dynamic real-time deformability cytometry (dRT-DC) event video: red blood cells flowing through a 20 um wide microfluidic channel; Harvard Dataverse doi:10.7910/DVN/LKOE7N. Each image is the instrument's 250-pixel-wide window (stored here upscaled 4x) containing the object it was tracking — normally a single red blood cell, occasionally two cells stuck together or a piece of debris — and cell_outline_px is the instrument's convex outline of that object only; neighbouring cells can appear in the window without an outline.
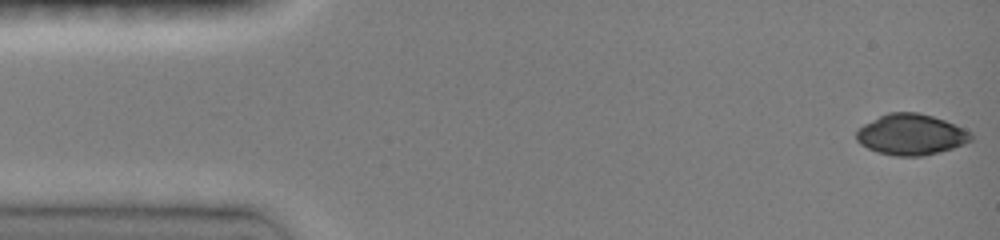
{"species": "common noctule bat (a hibernating species)", "species_latin": "Nyctalus noctula", "temperature_condition": "room temperature", "stored_images_in_passage": 32, "camera_frame_rate_fps": 3000, "um_per_image_px": 0.085, "animal": {"sex": "female", "body_mass_g": 19.0, "forearm_length_mm": 51.5}, "frame": {"image": 1, "passage_image": 1, "time_ms": 0.0, "image_size_px": [1000, 240], "cell_outline_px": [[972, 140], [964, 144], [952, 148], [924, 156], [896, 156], [876, 152], [860, 144], [856, 140], [856, 132], [864, 124], [888, 112], [916, 112], [932, 116], [944, 120], [964, 128], [972, 132]], "centroid_in_image_um": [77.44, 11.44], "position_along_channel_um": 7.6, "area_um2": 27.28}}
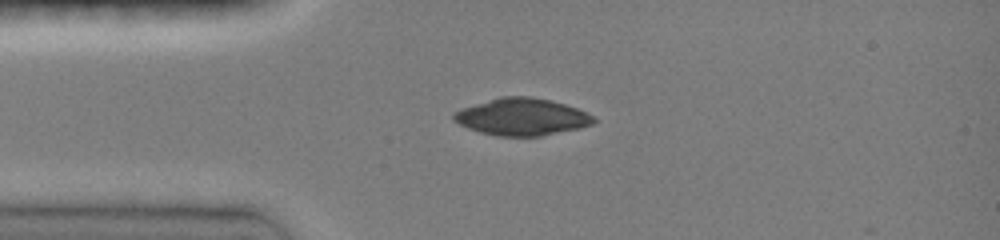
{"frame": {"image": 2, "passage_image": 21, "time_ms": 3.333, "image_size_px": [1000, 240], "cell_outline_px": [[596, 120], [592, 124], [580, 128], [540, 136], [496, 136], [480, 132], [468, 128], [452, 120], [452, 112], [460, 108], [500, 96], [528, 96], [548, 100], [564, 104], [576, 108], [596, 116]], "centroid_in_image_um": [44.32, 9.93], "position_along_channel_um": 40.7, "area_um2": 30.35}}
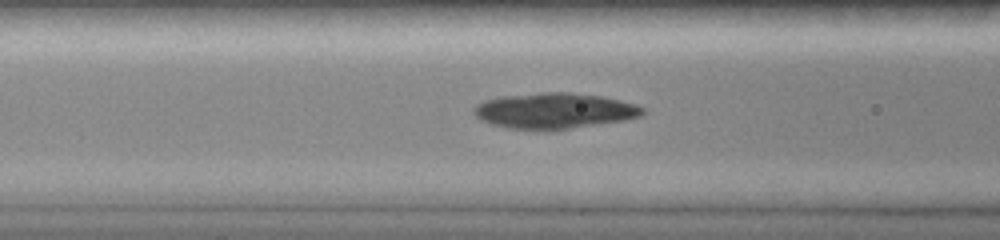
{"frame": {"image": 3, "passage_image": 31, "time_ms": 5.667, "image_size_px": [1000, 240], "cell_outline_px": [[644, 112], [640, 116], [624, 120], [568, 128], [508, 128], [492, 124], [480, 120], [472, 112], [472, 108], [476, 104], [484, 100], [500, 96], [544, 92], [568, 92], [600, 96], [620, 100], [636, 104], [644, 108]], "centroid_in_image_um": [47.08, 9.38], "position_along_channel_um": 119.5, "area_um2": 34.51}}